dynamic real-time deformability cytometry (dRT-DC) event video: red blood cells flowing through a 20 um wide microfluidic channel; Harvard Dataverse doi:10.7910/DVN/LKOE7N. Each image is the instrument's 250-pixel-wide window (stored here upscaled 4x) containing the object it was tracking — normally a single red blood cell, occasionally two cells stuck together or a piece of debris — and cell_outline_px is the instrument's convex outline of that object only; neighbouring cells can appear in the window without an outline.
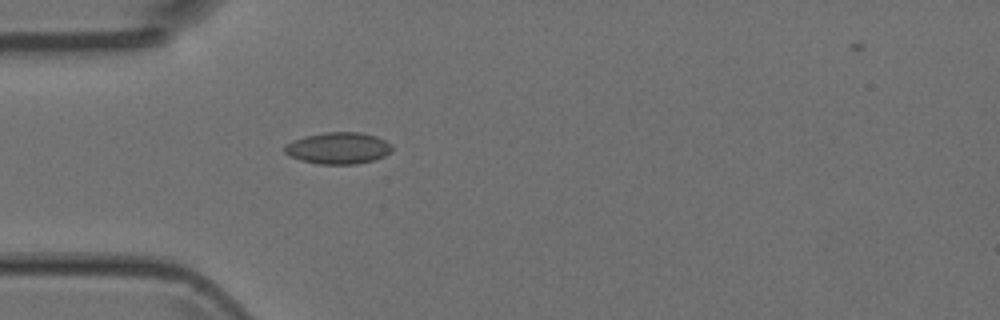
{"species": "Egyptian fruit bat (a non-hibernating species)", "species_latin": "Rousettus aegyptiacus", "temperature_condition": "room temperature", "stored_images_in_passage": 4, "camera_frame_rate_fps": 3000, "um_per_image_px": 0.085, "animal": {"sex": "female"}, "frame": {"image": 1, "passage_image": 4, "time_ms": 1.0, "image_size_px": [1000, 320], "cell_outline_px": [[392, 152], [384, 156], [372, 160], [356, 164], [320, 164], [300, 160], [288, 156], [284, 152], [284, 148], [292, 140], [304, 136], [324, 132], [360, 132], [376, 136], [392, 144]], "centroid_in_image_um": [28.74, 12.59], "position_along_channel_um": 56.3, "area_um2": 19.88}}